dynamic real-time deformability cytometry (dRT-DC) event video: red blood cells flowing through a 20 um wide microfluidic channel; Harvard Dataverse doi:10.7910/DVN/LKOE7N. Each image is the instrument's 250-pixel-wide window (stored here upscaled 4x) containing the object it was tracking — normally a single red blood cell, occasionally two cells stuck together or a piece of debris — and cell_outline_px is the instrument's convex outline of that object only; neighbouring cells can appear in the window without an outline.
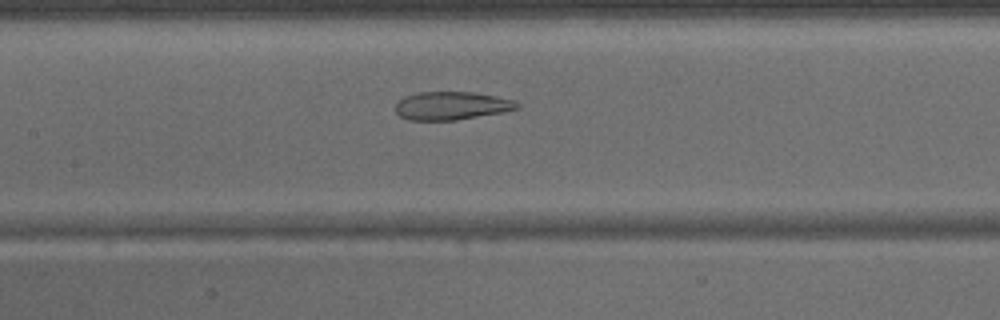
{"species": "common noctule bat (a hibernating species)", "species_latin": "Nyctalus noctula", "temperature_condition": "warm", "stored_images_in_passage": 30, "camera_frame_rate_fps": 3000, "um_per_image_px": 0.085, "animal": {"sex": "male", "body_mass_g": 15.6}, "frame": {"image": 1, "passage_image": 7, "time_ms": 2.0, "image_size_px": [1000, 320], "cell_outline_px": [[520, 108], [504, 112], [456, 120], [408, 120], [400, 116], [396, 112], [396, 104], [404, 96], [420, 92], [476, 92], [496, 96], [512, 100], [520, 104]], "centroid_in_image_um": [38.4, 8.99], "position_along_channel_um": 169.0, "area_um2": 20.0}}
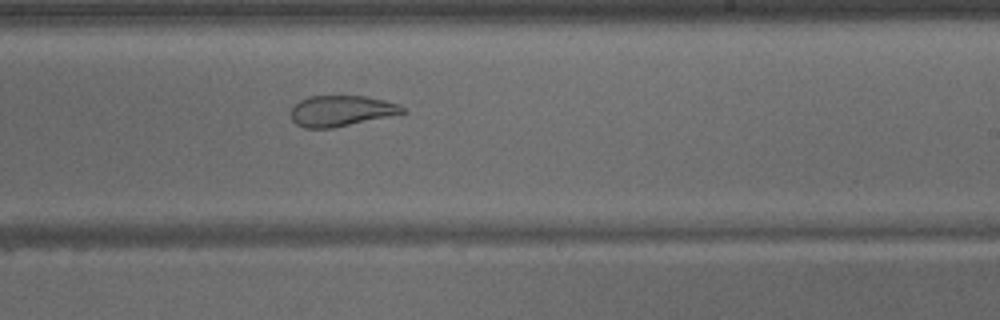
{"frame": {"image": 2, "passage_image": 13, "time_ms": 4.0, "image_size_px": [1000, 320], "cell_outline_px": [[408, 112], [332, 128], [304, 128], [296, 124], [292, 120], [292, 108], [300, 100], [308, 96], [364, 96], [384, 100], [408, 108]], "centroid_in_image_um": [29.02, 9.42], "position_along_channel_um": 260.0, "area_um2": 19.88}}
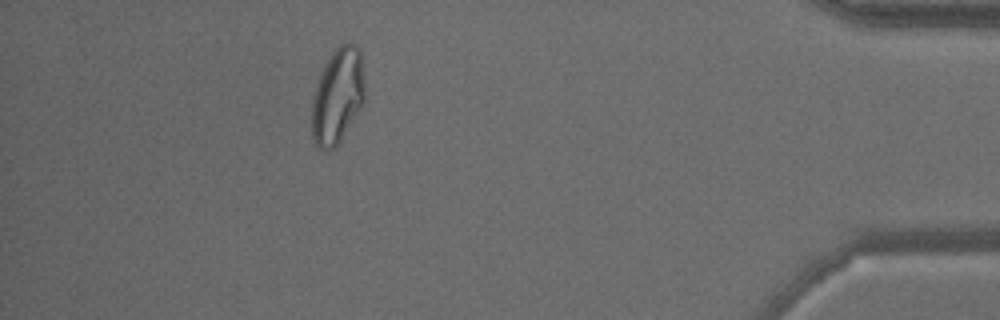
{"frame": {"image": 3, "passage_image": 26, "time_ms": 8.333, "image_size_px": [1000, 320], "cell_outline_px": [[364, 100], [360, 108], [340, 140], [328, 152], [324, 152], [316, 148], [312, 140], [312, 100], [316, 84], [324, 64], [332, 52], [340, 44], [352, 44], [360, 52], [364, 84]], "centroid_in_image_um": [28.65, 8.2], "position_along_channel_um": 406.5, "area_um2": 29.19}}